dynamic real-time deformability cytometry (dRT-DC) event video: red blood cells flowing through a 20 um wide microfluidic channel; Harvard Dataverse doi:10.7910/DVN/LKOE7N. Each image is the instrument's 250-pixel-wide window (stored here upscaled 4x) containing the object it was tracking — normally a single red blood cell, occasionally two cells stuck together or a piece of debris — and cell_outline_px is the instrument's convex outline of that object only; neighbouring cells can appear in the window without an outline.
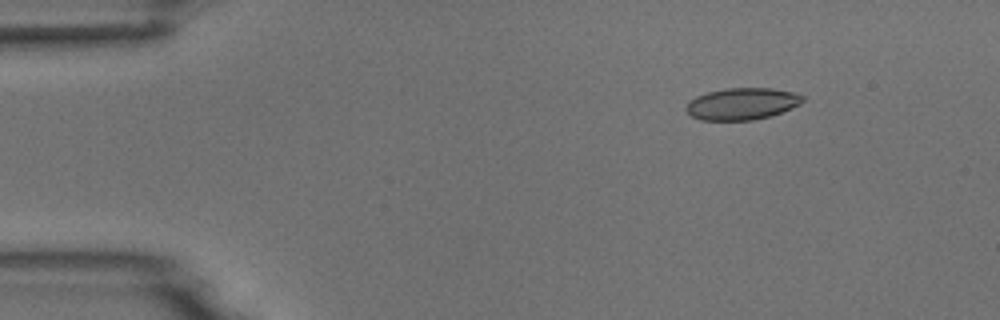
{"species": "common noctule bat (a hibernating species)", "species_latin": "Nyctalus noctula", "temperature_condition": "room temperature", "stored_images_in_passage": 10, "camera_frame_rate_fps": 3000, "um_per_image_px": 0.085, "animal": {"sex": "male", "body_mass_g": 18.8}, "frame": {"image": 1, "passage_image": 2, "time_ms": 1.333, "image_size_px": [1000, 320], "cell_outline_px": [[804, 100], [800, 104], [792, 108], [772, 116], [752, 120], [700, 120], [692, 116], [684, 108], [688, 100], [696, 96], [708, 92], [728, 88], [772, 88], [792, 92], [804, 96]], "centroid_in_image_um": [63.06, 8.82], "position_along_channel_um": 21.9, "area_um2": 21.73}}
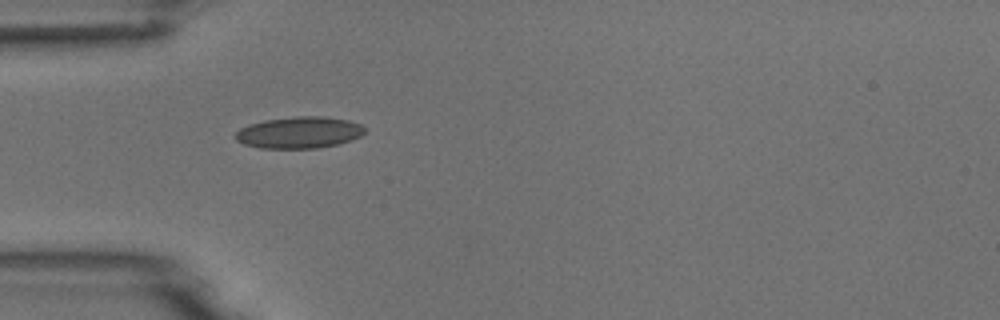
{"frame": {"image": 2, "passage_image": 4, "time_ms": 4.333, "image_size_px": [1000, 320], "cell_outline_px": [[364, 132], [360, 136], [352, 140], [336, 144], [316, 148], [260, 148], [244, 144], [236, 140], [236, 132], [240, 128], [248, 124], [264, 120], [296, 116], [320, 116], [348, 120], [360, 124], [364, 128]], "centroid_in_image_um": [25.41, 11.26], "position_along_channel_um": 59.6, "area_um2": 23.7}}
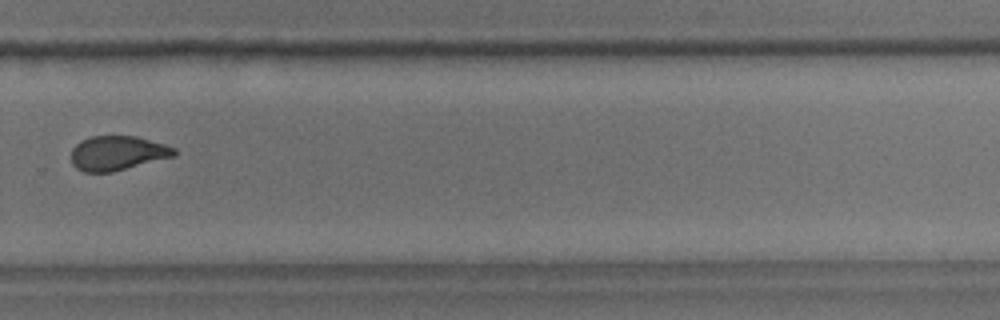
{"frame": {"image": 3, "passage_image": 10, "time_ms": 11.333, "image_size_px": [1000, 320], "cell_outline_px": [[176, 156], [112, 172], [84, 172], [76, 168], [72, 164], [72, 148], [80, 140], [92, 136], [136, 136], [164, 144], [176, 148]], "centroid_in_image_um": [9.99, 13.01], "position_along_channel_um": 319.8, "area_um2": 20.75}}